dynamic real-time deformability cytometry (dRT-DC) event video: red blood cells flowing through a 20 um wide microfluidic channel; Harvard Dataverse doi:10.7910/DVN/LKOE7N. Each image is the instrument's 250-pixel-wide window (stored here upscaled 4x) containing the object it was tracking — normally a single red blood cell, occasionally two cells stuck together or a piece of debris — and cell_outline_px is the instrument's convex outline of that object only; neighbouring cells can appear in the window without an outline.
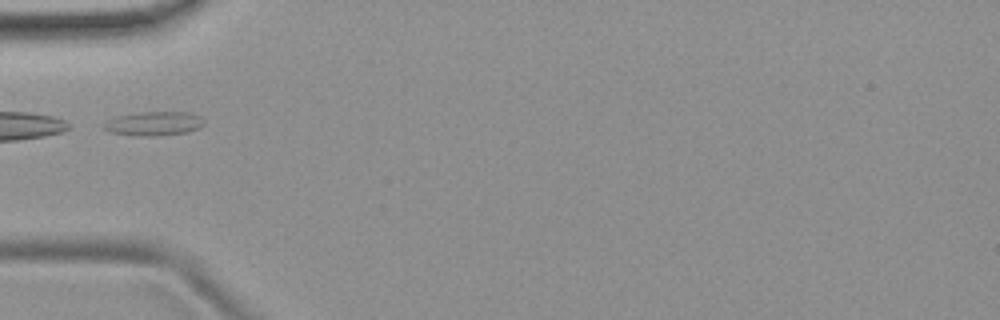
{"species": "common noctule bat (a hibernating species)", "species_latin": "Nyctalus noctula", "temperature_condition": "room temperature", "stored_images_in_passage": 5, "camera_frame_rate_fps": 3000, "um_per_image_px": 0.085, "animal": {"sex": "female", "body_mass_g": 19.9}, "frame": {"image": 1, "passage_image": 3, "time_ms": 2.333, "image_size_px": [1000, 320], "cell_outline_px": [[204, 124], [200, 128], [188, 132], [156, 136], [136, 136], [108, 132], [100, 128], [108, 120], [116, 116], [140, 112], [192, 112], [200, 116], [204, 120]], "centroid_in_image_um": [13.07, 10.51], "position_along_channel_um": 71.9, "area_um2": 14.33}}
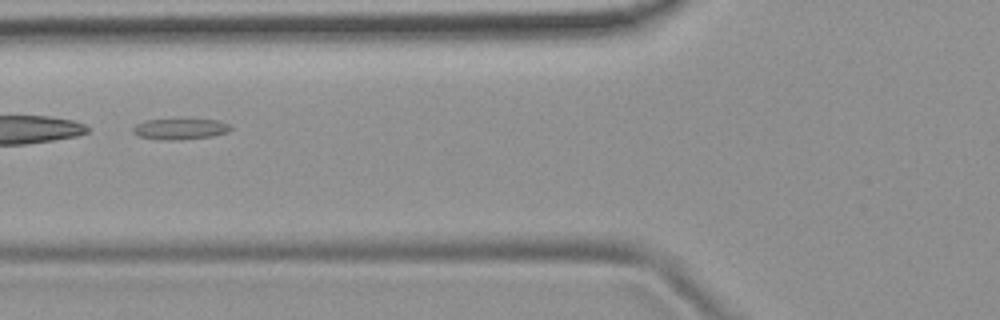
{"frame": {"image": 2, "passage_image": 4, "time_ms": 3.333, "image_size_px": [1000, 320], "cell_outline_px": [[232, 128], [228, 132], [212, 136], [180, 140], [160, 140], [140, 136], [132, 132], [132, 128], [136, 124], [144, 120], [216, 120], [228, 124]], "centroid_in_image_um": [15.28, 10.98], "position_along_channel_um": 110.5, "area_um2": 11.73}}
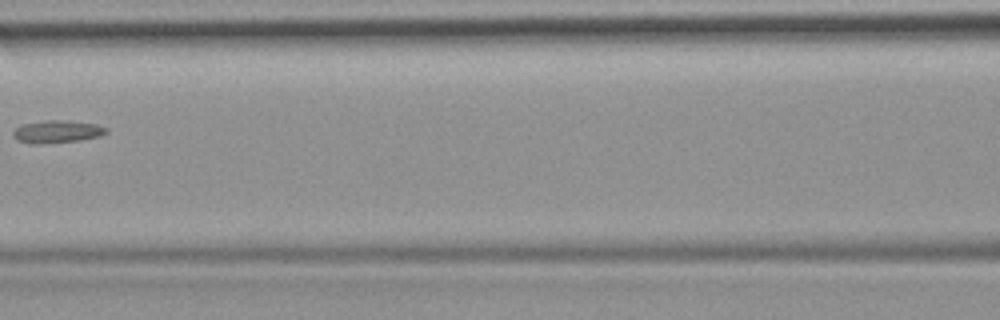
{"frame": {"image": 3, "passage_image": 5, "time_ms": 4.667, "image_size_px": [1000, 320], "cell_outline_px": [[108, 132], [100, 136], [80, 140], [40, 144], [32, 144], [16, 140], [12, 136], [12, 132], [20, 124], [44, 120], [60, 120], [96, 124], [108, 128]], "centroid_in_image_um": [4.81, 11.19], "position_along_channel_um": 161.8, "area_um2": 12.37}}